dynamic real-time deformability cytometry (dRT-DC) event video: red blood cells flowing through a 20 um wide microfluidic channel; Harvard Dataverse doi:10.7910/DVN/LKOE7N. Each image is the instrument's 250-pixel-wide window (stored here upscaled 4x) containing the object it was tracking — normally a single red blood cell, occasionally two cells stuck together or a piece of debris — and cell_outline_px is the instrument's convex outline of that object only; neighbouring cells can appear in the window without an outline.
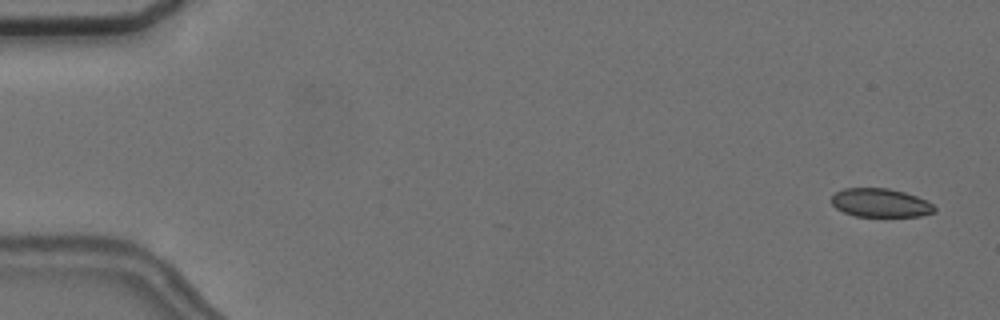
{"species": "common noctule bat (a hibernating species)", "species_latin": "Nyctalus noctula", "temperature_condition": "cold", "stored_images_in_passage": 5, "camera_frame_rate_fps": 3000, "um_per_image_px": 0.085, "animal": {"sex": "female", "body_mass_g": 24.6, "forearm_length_mm": 56.2}, "frame": {"image": 1, "passage_image": 1, "time_ms": 0.0, "image_size_px": [1000, 320], "cell_outline_px": [[936, 212], [920, 216], [856, 216], [844, 212], [836, 208], [832, 204], [832, 196], [836, 192], [844, 188], [888, 188], [904, 192], [916, 196], [932, 204], [936, 208]], "centroid_in_image_um": [74.84, 17.24], "position_along_channel_um": 10.2, "area_um2": 17.05}}
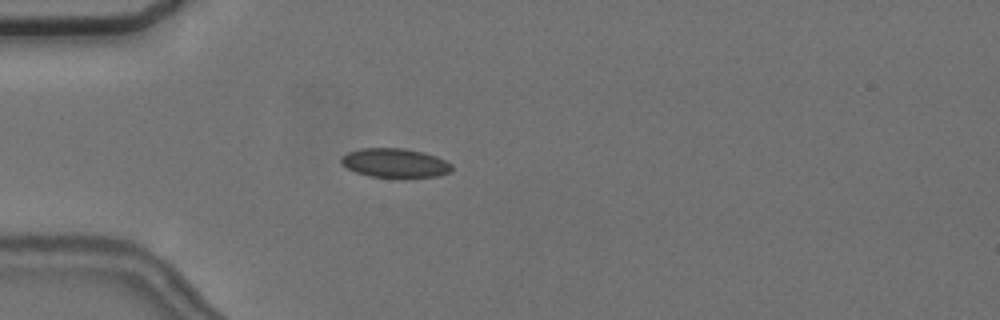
{"frame": {"image": 2, "passage_image": 5, "time_ms": 4.667, "image_size_px": [1000, 320], "cell_outline_px": [[452, 172], [436, 176], [372, 176], [356, 172], [348, 168], [340, 160], [340, 156], [348, 152], [360, 148], [404, 148], [424, 152], [436, 156], [452, 164]], "centroid_in_image_um": [33.58, 13.82], "position_along_channel_um": 51.4, "area_um2": 18.44}}